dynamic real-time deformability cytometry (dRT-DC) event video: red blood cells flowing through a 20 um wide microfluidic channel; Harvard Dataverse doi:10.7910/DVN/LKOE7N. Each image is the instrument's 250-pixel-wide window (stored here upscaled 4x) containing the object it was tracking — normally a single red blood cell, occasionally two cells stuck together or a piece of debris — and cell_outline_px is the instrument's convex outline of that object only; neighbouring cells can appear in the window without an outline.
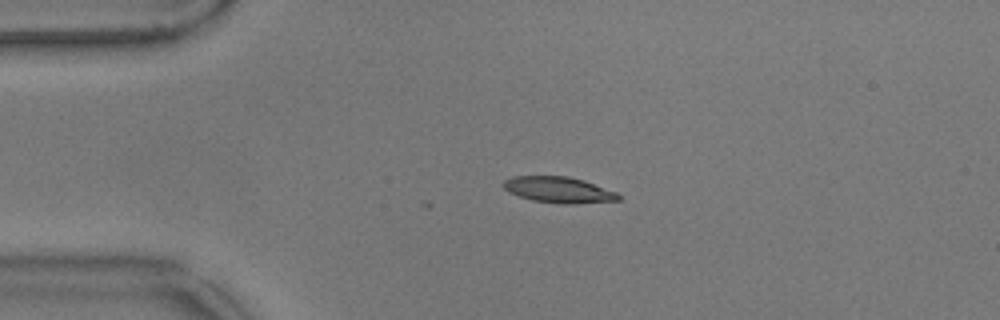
{"species": "common noctule bat (a hibernating species)", "species_latin": "Nyctalus noctula", "temperature_condition": "warm", "stored_images_in_passage": 24, "camera_frame_rate_fps": 3000, "um_per_image_px": 0.085, "animal": {"sex": "male", "body_mass_g": 17.9}, "frame": {"image": 1, "passage_image": 12, "time_ms": 3.667, "image_size_px": [1000, 320], "cell_outline_px": [[620, 200], [572, 204], [560, 204], [532, 200], [508, 192], [500, 184], [504, 180], [512, 176], [568, 176], [584, 180], [616, 192], [620, 196]], "centroid_in_image_um": [47.45, 16.13], "position_along_channel_um": 37.5, "area_um2": 17.51}}
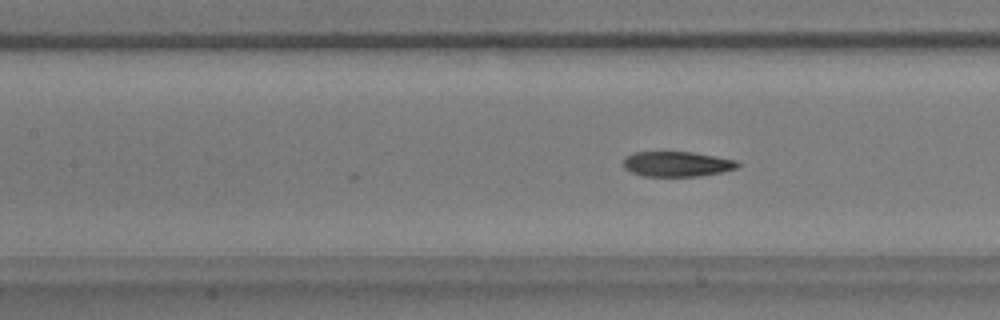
{"frame": {"image": 2, "passage_image": 24, "time_ms": 7.667, "image_size_px": [1000, 320], "cell_outline_px": [[740, 164], [736, 168], [720, 172], [700, 176], [644, 176], [632, 172], [624, 168], [624, 156], [632, 152], [692, 152], [716, 156], [736, 160]], "centroid_in_image_um": [57.52, 13.93], "position_along_channel_um": 149.9, "area_um2": 16.7}}